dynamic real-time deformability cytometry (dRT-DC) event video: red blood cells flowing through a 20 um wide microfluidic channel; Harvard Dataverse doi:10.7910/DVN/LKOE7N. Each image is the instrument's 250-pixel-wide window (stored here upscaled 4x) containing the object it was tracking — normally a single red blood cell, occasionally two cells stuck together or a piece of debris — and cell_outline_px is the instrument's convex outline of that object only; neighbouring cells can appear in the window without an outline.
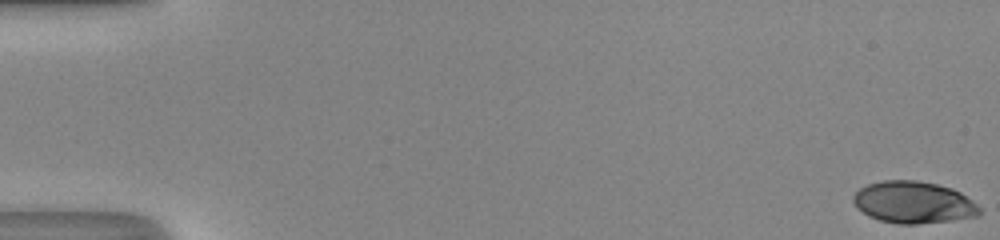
{"species": "human", "species_latin": "Homo sapiens", "temperature_condition": "room temperature", "stored_images_in_passage": 51, "camera_frame_rate_fps": 3000, "um_per_image_px": 0.085, "donor": {"sex": "male"}, "frame": {"image": 1, "passage_image": 1, "time_ms": 0.0, "image_size_px": [1000, 240], "cell_outline_px": [[980, 216], [952, 220], [916, 224], [900, 224], [880, 220], [868, 216], [856, 208], [852, 200], [852, 196], [860, 188], [868, 184], [884, 180], [916, 180], [936, 184], [952, 188], [960, 192], [972, 200], [980, 208]], "centroid_in_image_um": [77.63, 17.2], "position_along_channel_um": 7.4, "area_um2": 30.92}}
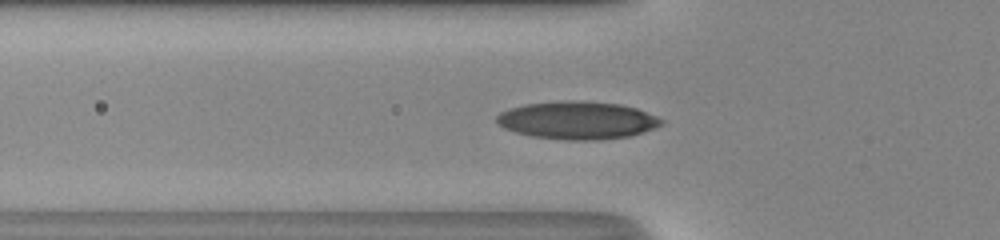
{"frame": {"image": 2, "passage_image": 19, "time_ms": 6.0, "image_size_px": [1000, 240], "cell_outline_px": [[664, 124], [656, 128], [632, 136], [600, 140], [568, 140], [532, 136], [516, 132], [504, 128], [496, 120], [496, 116], [500, 112], [524, 104], [572, 100], [620, 104], [636, 108], [656, 116], [664, 120]], "centroid_in_image_um": [49.13, 10.23], "position_along_channel_um": 76.7, "area_um2": 36.24}}
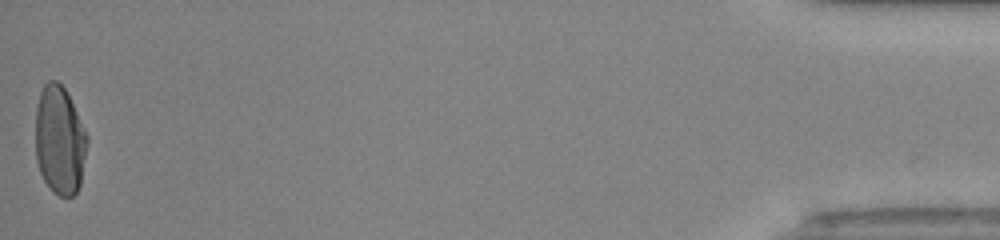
{"frame": {"image": 3, "passage_image": 51, "time_ms": 16.667, "image_size_px": [1000, 240], "cell_outline_px": [[88, 144], [80, 184], [76, 192], [72, 196], [60, 196], [52, 192], [44, 180], [40, 172], [36, 160], [36, 108], [40, 92], [44, 84], [48, 80], [56, 80], [64, 88], [88, 136]], "centroid_in_image_um": [5.06, 11.94], "position_along_channel_um": 430.1, "area_um2": 32.66}, "authors_computed_cell_mechanics": {"area_um2": 32.1946, "velocity_mm_per_s": 4.2066, "shape_relaxation_time_tau1_ms": 7.3905, "shape_relaxation_time_tau2_ms": null, "deformation_change_tau1": 0.2529, "deformation_change_tau2": null}}